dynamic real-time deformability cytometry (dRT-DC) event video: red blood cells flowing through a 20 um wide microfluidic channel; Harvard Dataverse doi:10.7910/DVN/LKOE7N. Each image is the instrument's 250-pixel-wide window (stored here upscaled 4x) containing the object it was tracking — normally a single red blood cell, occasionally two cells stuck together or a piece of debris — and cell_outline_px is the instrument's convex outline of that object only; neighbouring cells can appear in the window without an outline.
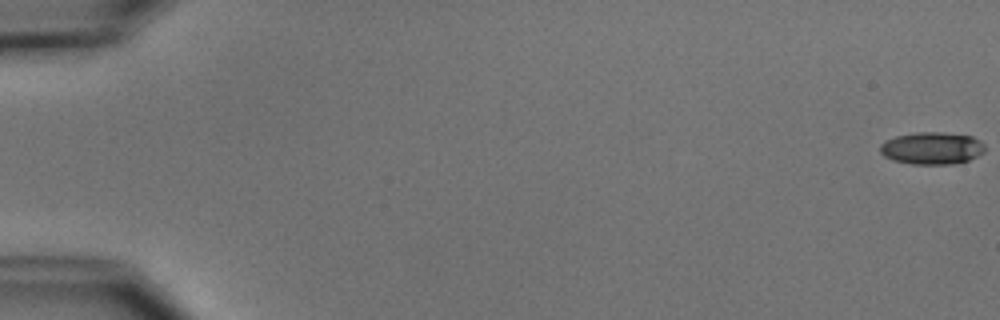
{"species": "common noctule bat (a hibernating species)", "species_latin": "Nyctalus noctula", "temperature_condition": "cold", "stored_images_in_passage": 13, "camera_frame_rate_fps": 3000, "um_per_image_px": 0.085, "animal": {"sex": "male", "body_mass_g": 15.6}, "frame": {"image": 1, "passage_image": 1, "time_ms": 0.0, "image_size_px": [1000, 320], "cell_outline_px": [[984, 152], [968, 160], [952, 164], [912, 164], [892, 160], [884, 156], [880, 152], [880, 144], [884, 140], [896, 136], [916, 132], [944, 132], [972, 136], [980, 140], [984, 144]], "centroid_in_image_um": [79.19, 12.59], "position_along_channel_um": 5.8, "area_um2": 19.83}}